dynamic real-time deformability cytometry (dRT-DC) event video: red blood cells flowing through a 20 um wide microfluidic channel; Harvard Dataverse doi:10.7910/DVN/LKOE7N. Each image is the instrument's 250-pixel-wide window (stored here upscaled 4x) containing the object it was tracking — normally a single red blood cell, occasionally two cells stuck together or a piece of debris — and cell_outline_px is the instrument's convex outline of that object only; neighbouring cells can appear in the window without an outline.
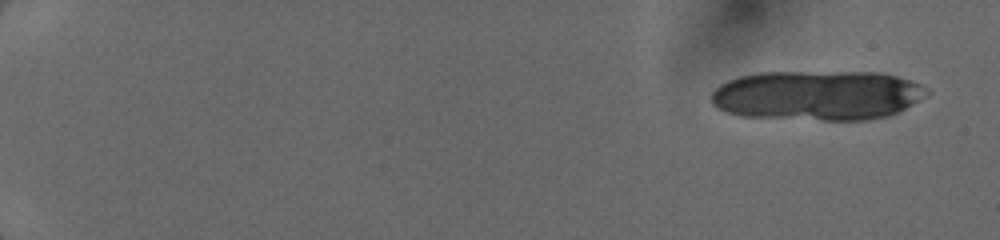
{"species": "human", "species_latin": "Homo sapiens", "temperature_condition": "cold", "stored_images_in_passage": 14, "camera_frame_rate_fps": 3000, "um_per_image_px": 0.085, "donor": {"sex": "female"}, "frame": {"image": 1, "passage_image": 1, "time_ms": 0.0, "image_size_px": [1000, 240], "cell_outline_px": [[928, 92], [920, 100], [888, 116], [868, 120], [820, 120], [740, 116], [724, 112], [716, 108], [712, 104], [712, 92], [720, 84], [728, 80], [740, 76], [760, 72], [876, 72], [896, 76], [920, 84], [928, 88]], "centroid_in_image_um": [69.44, 8.11], "position_along_channel_um": 15.6, "area_um2": 62.83}}
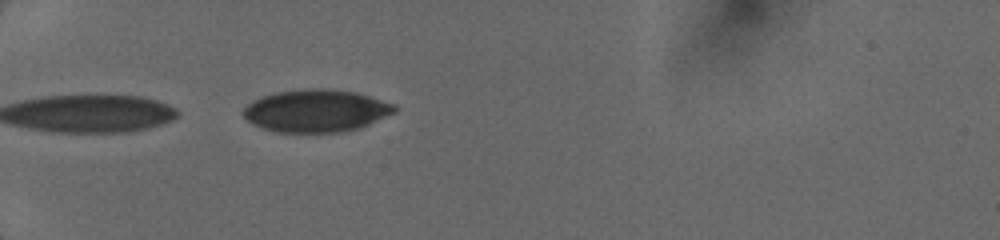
{"frame": {"image": 2, "passage_image": 12, "time_ms": 5.333, "image_size_px": [1000, 240], "cell_outline_px": [[396, 112], [368, 124], [356, 128], [340, 132], [276, 132], [252, 124], [244, 116], [244, 108], [248, 104], [264, 96], [280, 92], [312, 88], [356, 92], [396, 104]], "centroid_in_image_um": [26.9, 9.42], "position_along_channel_um": 58.1, "area_um2": 36.76}}